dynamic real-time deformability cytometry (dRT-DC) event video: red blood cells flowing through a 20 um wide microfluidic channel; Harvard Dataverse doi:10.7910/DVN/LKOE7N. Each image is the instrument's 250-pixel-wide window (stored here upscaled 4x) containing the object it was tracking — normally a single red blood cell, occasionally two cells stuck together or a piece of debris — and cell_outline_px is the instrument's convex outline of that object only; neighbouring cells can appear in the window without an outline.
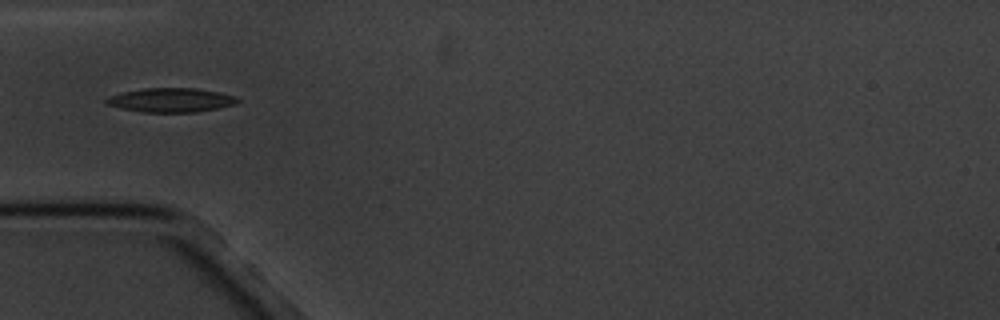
{"species": "common noctule bat (a hibernating species)", "species_latin": "Nyctalus noctula", "temperature_condition": "cold", "stored_images_in_passage": 5, "camera_frame_rate_fps": 3000, "um_per_image_px": 0.085, "animal": {"sex": "male", "body_mass_g": 20.1, "forearm_length_mm": 53.5}, "frame": {"image": 1, "passage_image": 1, "time_ms": 0.0, "image_size_px": [1000, 320], "cell_outline_px": [[240, 100], [236, 104], [220, 108], [196, 112], [140, 112], [120, 108], [104, 104], [104, 100], [108, 96], [124, 92], [144, 88], [196, 88], [220, 92], [236, 96]], "centroid_in_image_um": [14.53, 8.51], "position_along_channel_um": 70.5, "area_um2": 18.67}}
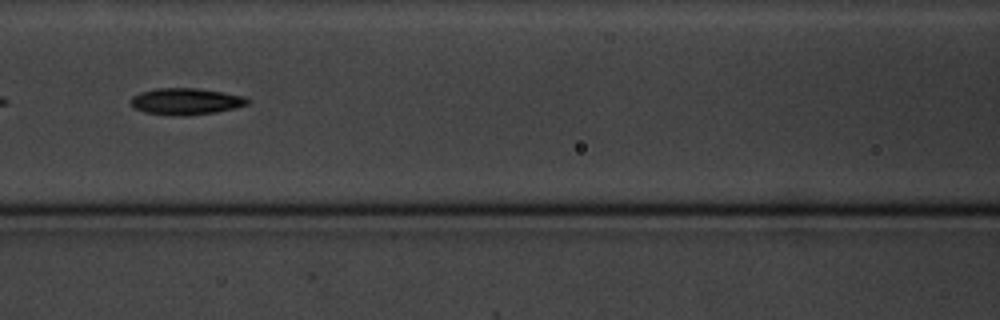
{"frame": {"image": 2, "passage_image": 3, "time_ms": 2.333, "image_size_px": [1000, 320], "cell_outline_px": [[248, 104], [236, 108], [216, 112], [180, 116], [144, 112], [136, 108], [128, 100], [132, 96], [140, 92], [156, 88], [196, 88], [224, 92], [244, 96], [248, 100]], "centroid_in_image_um": [15.79, 8.61], "position_along_channel_um": 150.8, "area_um2": 18.03}}
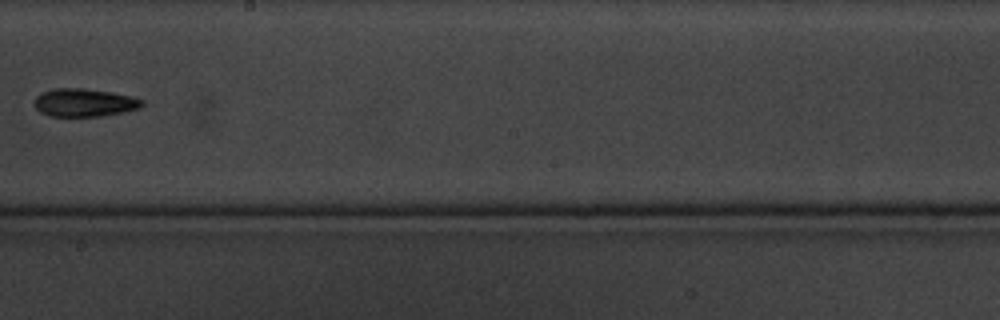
{"frame": {"image": 3, "passage_image": 5, "time_ms": 5.0, "image_size_px": [1000, 320], "cell_outline_px": [[144, 104], [140, 108], [100, 116], [52, 116], [40, 112], [32, 104], [36, 96], [40, 92], [52, 88], [84, 88], [132, 96], [144, 100]], "centroid_in_image_um": [7.11, 8.71], "position_along_channel_um": 241.1, "area_um2": 17.63}}